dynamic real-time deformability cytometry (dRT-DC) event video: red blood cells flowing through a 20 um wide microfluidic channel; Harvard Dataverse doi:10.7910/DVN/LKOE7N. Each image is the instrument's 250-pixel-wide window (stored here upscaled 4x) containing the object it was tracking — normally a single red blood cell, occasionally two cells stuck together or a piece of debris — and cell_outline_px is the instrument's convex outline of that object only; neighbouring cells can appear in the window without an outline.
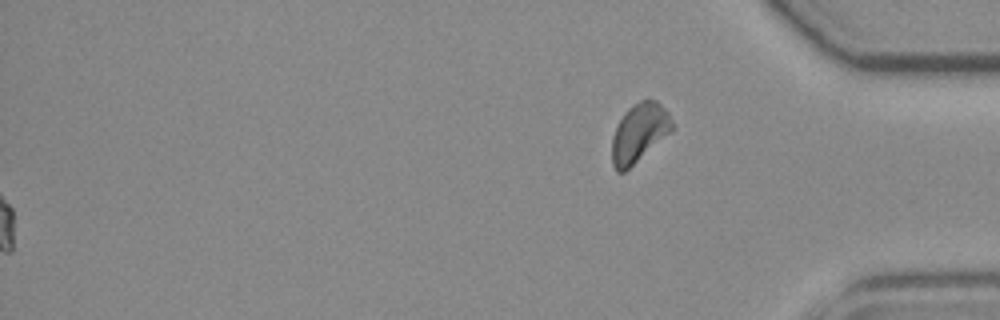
{"species": "common noctule bat (a hibernating species)", "species_latin": "Nyctalus noctula", "temperature_condition": "room temperature", "stored_images_in_passage": 55, "segment_of_instrument_passage": [2, 2], "camera_frame_rate_fps": 3000, "um_per_image_px": 0.085, "animal": {"sex": "female", "body_mass_g": 19.3, "forearm_length_mm": 54.1}, "frame": {"image": 1, "passage_image": 55, "time_ms": 18.0, "image_size_px": [1000, 320], "cell_outline_px": [[672, 128], [668, 132], [624, 172], [616, 172], [612, 164], [612, 136], [624, 112], [628, 108], [640, 100], [656, 100], [668, 112], [672, 120]], "centroid_in_image_um": [54.28, 11.27], "position_along_channel_um": 380.9, "area_um2": 19.83}}